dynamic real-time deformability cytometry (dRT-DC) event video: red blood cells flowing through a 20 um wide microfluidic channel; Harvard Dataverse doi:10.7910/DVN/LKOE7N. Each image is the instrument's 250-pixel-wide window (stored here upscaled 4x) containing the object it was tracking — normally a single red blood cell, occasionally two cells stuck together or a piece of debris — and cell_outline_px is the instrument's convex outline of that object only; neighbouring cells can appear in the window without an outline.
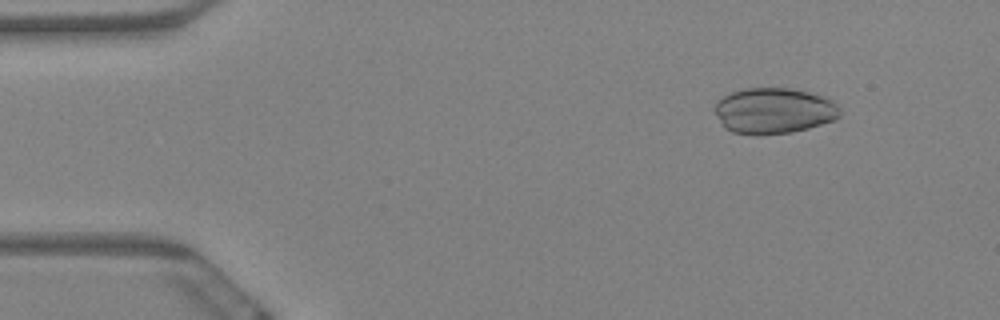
{"species": "Egyptian fruit bat (a non-hibernating species)", "species_latin": "Rousettus aegyptiacus", "temperature_condition": "warm", "stored_images_in_passage": 6, "camera_frame_rate_fps": 3000, "um_per_image_px": 0.085, "animal": {"sex": "female"}, "frame": {"image": 1, "passage_image": 2, "time_ms": 0.333, "image_size_px": [1000, 320], "cell_outline_px": [[840, 116], [836, 120], [808, 128], [792, 132], [760, 136], [732, 132], [724, 128], [716, 116], [716, 100], [732, 92], [744, 88], [792, 88], [812, 92], [824, 96], [832, 100], [840, 108]], "centroid_in_image_um": [65.8, 9.42], "position_along_channel_um": 19.2, "area_um2": 33.93}}
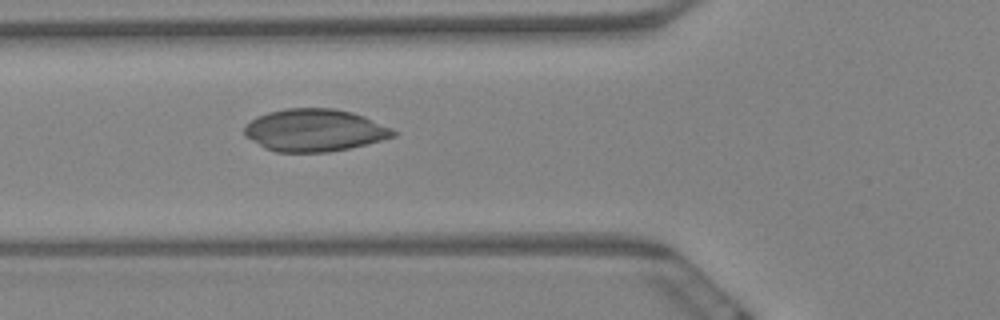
{"frame": {"image": 2, "passage_image": 6, "time_ms": 1.667, "image_size_px": [1000, 320], "cell_outline_px": [[400, 132], [396, 136], [368, 144], [328, 152], [276, 152], [264, 148], [244, 136], [244, 124], [256, 116], [268, 112], [288, 108], [332, 108], [352, 112], [364, 116], [392, 128]], "centroid_in_image_um": [26.73, 11.07], "position_along_channel_um": 99.1, "area_um2": 37.11}}